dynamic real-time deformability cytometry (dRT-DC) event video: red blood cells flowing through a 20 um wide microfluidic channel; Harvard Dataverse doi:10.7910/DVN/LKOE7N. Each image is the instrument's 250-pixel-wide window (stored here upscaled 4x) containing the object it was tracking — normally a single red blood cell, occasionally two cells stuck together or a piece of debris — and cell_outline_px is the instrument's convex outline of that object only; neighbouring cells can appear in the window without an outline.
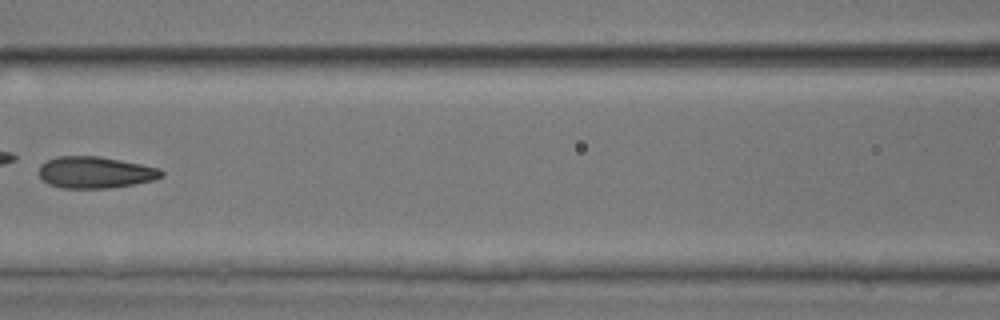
{"species": "common noctule bat (a hibernating species)", "species_latin": "Nyctalus noctula", "temperature_condition": "room temperature", "stored_images_in_passage": 8, "camera_frame_rate_fps": 3000, "um_per_image_px": 0.085, "animal": {"sex": "male", "body_mass_g": 17.9, "forearm_length_mm": 54.2}, "frame": {"image": 1, "passage_image": 7, "time_ms": 7.667, "image_size_px": [1000, 320], "cell_outline_px": [[164, 176], [152, 180], [132, 184], [108, 188], [60, 188], [48, 184], [40, 176], [40, 164], [44, 160], [56, 156], [100, 156], [160, 168], [164, 172]], "centroid_in_image_um": [8.07, 14.64], "position_along_channel_um": 158.5, "area_um2": 22.6}}